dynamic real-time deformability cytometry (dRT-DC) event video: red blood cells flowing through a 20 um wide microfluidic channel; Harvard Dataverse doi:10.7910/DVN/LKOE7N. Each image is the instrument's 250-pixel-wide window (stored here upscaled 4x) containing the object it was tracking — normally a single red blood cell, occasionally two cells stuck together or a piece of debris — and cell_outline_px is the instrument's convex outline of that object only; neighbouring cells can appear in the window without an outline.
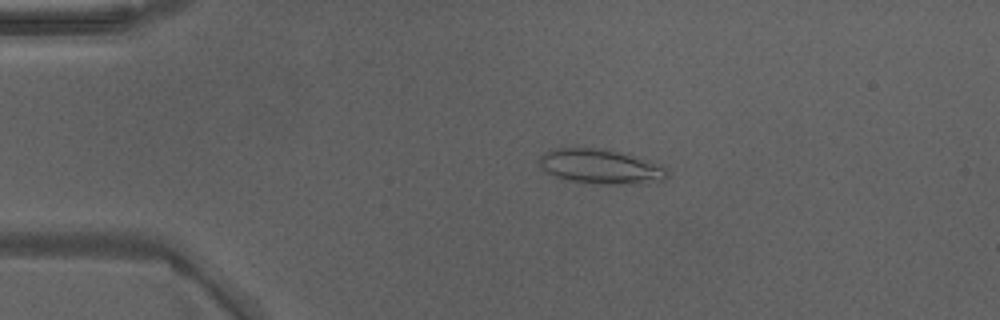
{"species": "Egyptian fruit bat (a non-hibernating species)", "species_latin": "Rousettus aegyptiacus", "temperature_condition": "warm", "stored_images_in_passage": 42, "camera_frame_rate_fps": 3000, "um_per_image_px": 0.085, "animal": {"sex": "male"}, "frame": {"image": 1, "passage_image": 4, "time_ms": 1.0, "image_size_px": [1000, 320], "cell_outline_px": [[668, 176], [664, 180], [644, 184], [596, 184], [568, 180], [556, 176], [548, 172], [536, 160], [544, 152], [556, 148], [604, 148], [636, 156], [660, 164], [668, 172]], "centroid_in_image_um": [51.09, 14.16], "position_along_channel_um": 33.9, "area_um2": 26.01}}
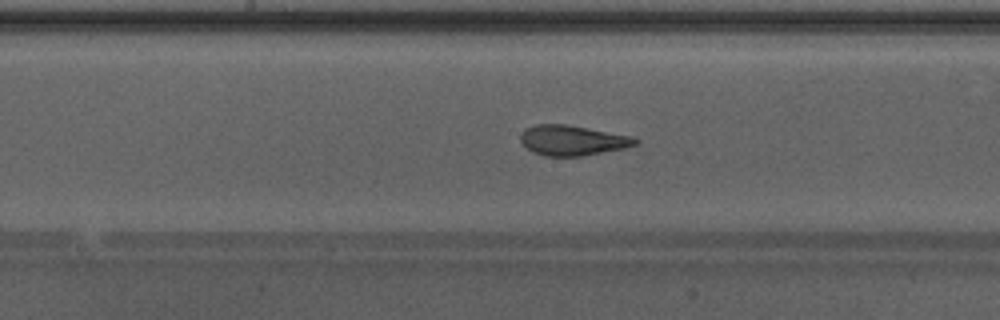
{"frame": {"image": 2, "passage_image": 19, "time_ms": 6.0, "image_size_px": [1000, 320], "cell_outline_px": [[640, 140], [636, 144], [624, 148], [584, 156], [544, 156], [532, 152], [520, 140], [520, 136], [528, 128], [536, 124], [568, 124], [632, 136]], "centroid_in_image_um": [48.68, 11.93], "position_along_channel_um": 199.5, "area_um2": 20.11}}
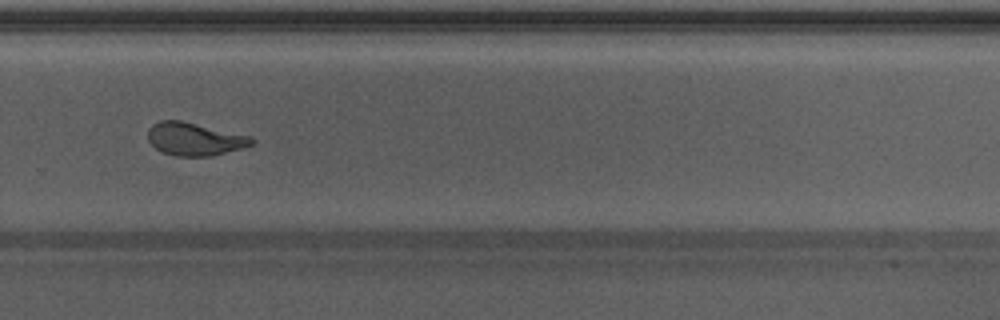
{"frame": {"image": 3, "passage_image": 27, "time_ms": 8.667, "image_size_px": [1000, 320], "cell_outline_px": [[256, 140], [252, 144], [240, 148], [212, 156], [176, 156], [160, 152], [148, 140], [148, 128], [152, 124], [160, 120], [180, 120], [252, 136]], "centroid_in_image_um": [16.52, 11.81], "position_along_channel_um": 313.3, "area_um2": 19.94}, "authors_computed_cell_mechanics": {"area_um2": 21.2704, "velocity_mm_per_s": 4.2799, "shape_relaxation_time_tau1_ms": 6.8985, "shape_relaxation_time_tau2_ms": 1.0492, "deformation_change_tau1": 0.22, "deformation_change_tau2": 0.0801}}